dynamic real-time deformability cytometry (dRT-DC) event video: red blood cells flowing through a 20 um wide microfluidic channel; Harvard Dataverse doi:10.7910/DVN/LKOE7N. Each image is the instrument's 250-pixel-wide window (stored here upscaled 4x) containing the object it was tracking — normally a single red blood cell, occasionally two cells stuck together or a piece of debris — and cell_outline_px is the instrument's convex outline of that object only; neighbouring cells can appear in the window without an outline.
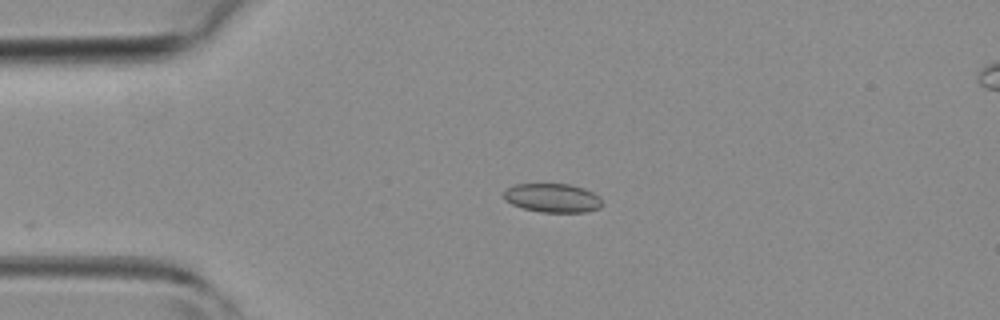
{"species": "common noctule bat (a hibernating species)", "species_latin": "Nyctalus noctula", "temperature_condition": "room temperature", "stored_images_in_passage": 4, "camera_frame_rate_fps": 3000, "um_per_image_px": 0.085, "animal": {"sex": "female", "body_mass_g": 19.3, "forearm_length_mm": 54.1}, "frame": {"image": 1, "passage_image": 1, "time_ms": 0.0, "image_size_px": [1000, 320], "cell_outline_px": [[604, 204], [600, 208], [588, 212], [540, 212], [524, 208], [512, 204], [504, 200], [504, 188], [516, 184], [572, 184], [584, 188], [600, 196]], "centroid_in_image_um": [46.99, 16.82], "position_along_channel_um": 38.0, "area_um2": 16.82}}
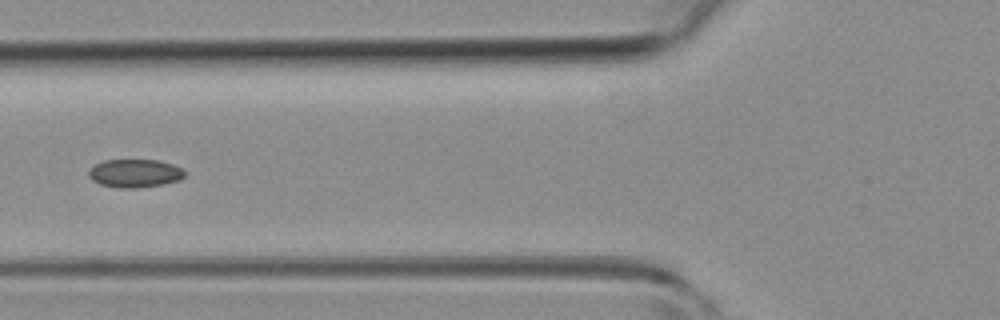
{"frame": {"image": 2, "passage_image": 3, "time_ms": 2.333, "image_size_px": [1000, 320], "cell_outline_px": [[184, 176], [180, 180], [164, 184], [136, 188], [120, 188], [100, 184], [92, 180], [88, 176], [88, 172], [96, 164], [104, 160], [160, 160], [184, 168]], "centroid_in_image_um": [11.49, 14.73], "position_along_channel_um": 114.3, "area_um2": 15.84}}
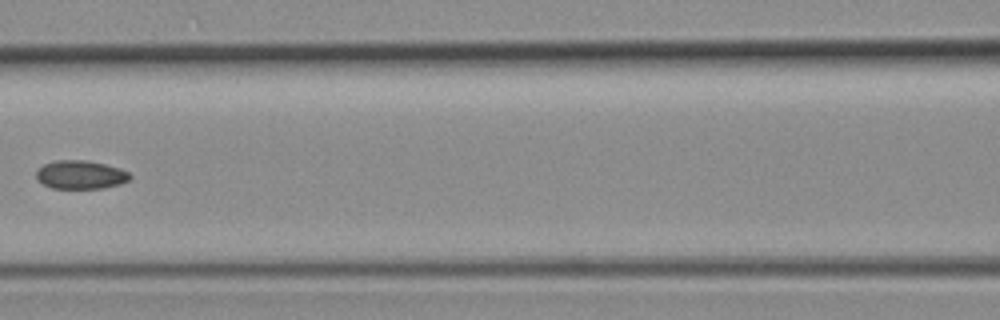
{"frame": {"image": 3, "passage_image": 4, "time_ms": 3.333, "image_size_px": [1000, 320], "cell_outline_px": [[132, 176], [128, 180], [120, 184], [104, 188], [52, 188], [36, 180], [36, 168], [44, 164], [56, 160], [88, 160], [120, 168], [128, 172]], "centroid_in_image_um": [6.82, 14.84], "position_along_channel_um": 159.8, "area_um2": 15.66}}